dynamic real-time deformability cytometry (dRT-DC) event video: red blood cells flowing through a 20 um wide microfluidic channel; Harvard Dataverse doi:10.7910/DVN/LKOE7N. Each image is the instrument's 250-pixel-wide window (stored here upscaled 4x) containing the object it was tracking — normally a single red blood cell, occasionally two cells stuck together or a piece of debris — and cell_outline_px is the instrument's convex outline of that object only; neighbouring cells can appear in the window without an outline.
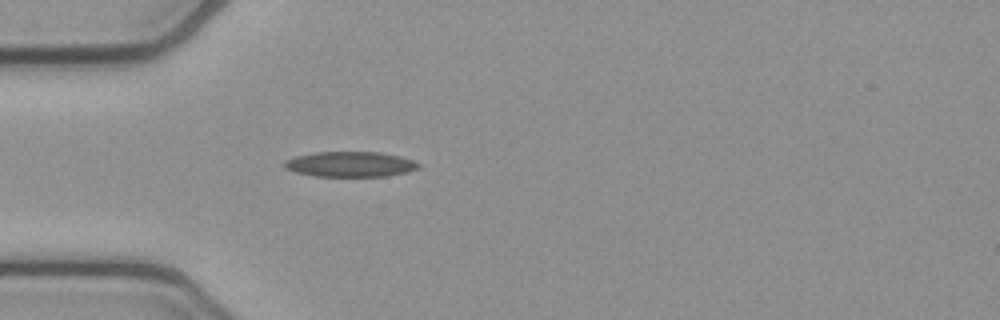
{"species": "common noctule bat (a hibernating species)", "species_latin": "Nyctalus noctula", "temperature_condition": "cold", "stored_images_in_passage": 39, "camera_frame_rate_fps": 3000, "um_per_image_px": 0.085, "animal": {"sex": "female", "body_mass_g": 21.9}, "frame": {"image": 1, "passage_image": 1, "time_ms": 0.0, "image_size_px": [1000, 320], "cell_outline_px": [[420, 164], [416, 168], [408, 172], [388, 176], [316, 176], [296, 172], [284, 168], [284, 160], [296, 156], [316, 152], [380, 152], [400, 156], [412, 160]], "centroid_in_image_um": [29.76, 13.96], "position_along_channel_um": 55.2, "area_um2": 19.65}}
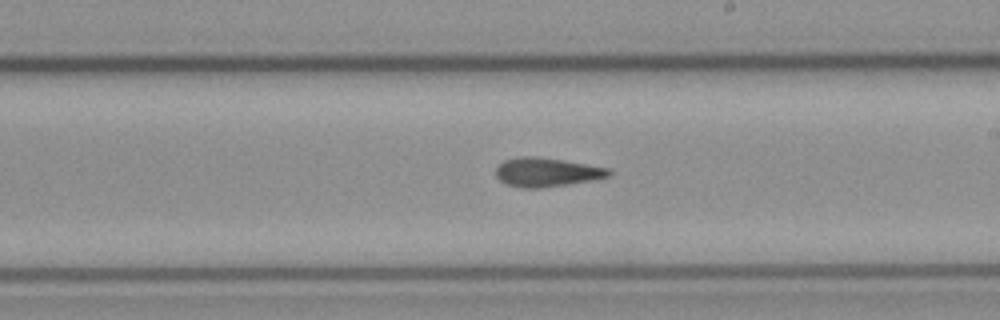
{"frame": {"image": 2, "passage_image": 16, "time_ms": 5.0, "image_size_px": [1000, 320], "cell_outline_px": [[612, 176], [596, 180], [540, 188], [520, 188], [504, 184], [496, 176], [496, 168], [504, 160], [516, 156], [536, 156], [564, 160], [608, 168], [612, 172]], "centroid_in_image_um": [46.47, 14.64], "position_along_channel_um": 242.5, "area_um2": 19.36}}
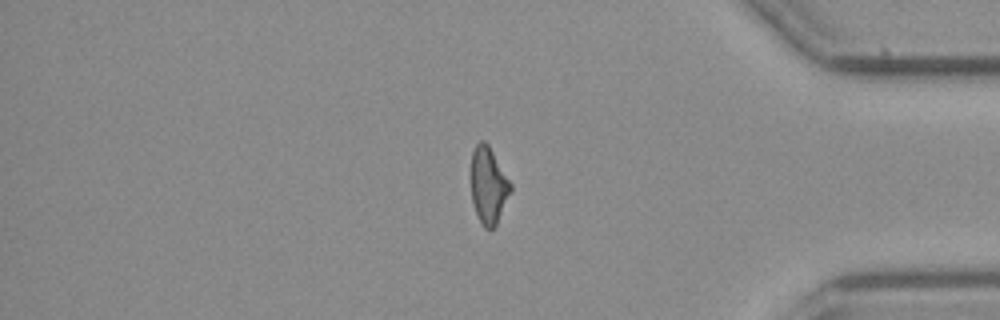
{"frame": {"image": 3, "passage_image": 30, "time_ms": 9.667, "image_size_px": [1000, 320], "cell_outline_px": [[512, 192], [496, 224], [492, 228], [484, 228], [476, 212], [472, 200], [472, 152], [476, 144], [480, 140], [484, 140], [488, 144], [512, 184]], "centroid_in_image_um": [41.54, 15.74], "position_along_channel_um": 393.7, "area_um2": 17.46}, "authors_computed_cell_mechanics": {"area_um2": 18.8428, "velocity_mm_per_s": 3.8333, "shape_relaxation_time_tau1_ms": null, "shape_relaxation_time_tau2_ms": 5.3276, "deformation_change_tau1": null, "deformation_change_tau2": 0.1491}}